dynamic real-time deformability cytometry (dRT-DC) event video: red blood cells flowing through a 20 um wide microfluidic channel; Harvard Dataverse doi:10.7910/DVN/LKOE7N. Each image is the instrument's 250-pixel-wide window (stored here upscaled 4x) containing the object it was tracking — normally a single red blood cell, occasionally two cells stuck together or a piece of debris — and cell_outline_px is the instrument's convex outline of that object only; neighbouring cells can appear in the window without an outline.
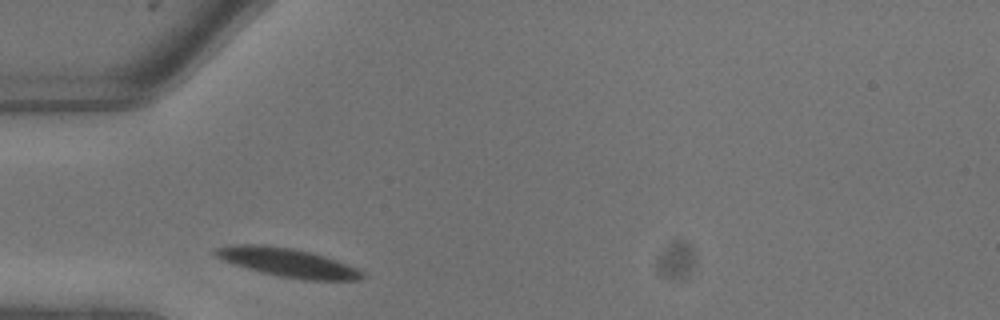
{"species": "common noctule bat (a hibernating species)", "species_latin": "Nyctalus noctula", "temperature_condition": "warm", "stored_images_in_passage": 4, "camera_frame_rate_fps": 3000, "um_per_image_px": 0.085, "animal": {"sex": "male", "body_mass_g": 13.3}, "frame": {"image": 1, "passage_image": 1, "time_ms": 0.0, "image_size_px": [1000, 320], "cell_outline_px": [[364, 276], [360, 280], [304, 280], [280, 276], [248, 268], [224, 260], [216, 256], [212, 252], [216, 248], [232, 244], [260, 244], [292, 248], [312, 252], [336, 260], [356, 268], [364, 272]], "centroid_in_image_um": [24.47, 22.3], "position_along_channel_um": 60.5, "area_um2": 24.28}}
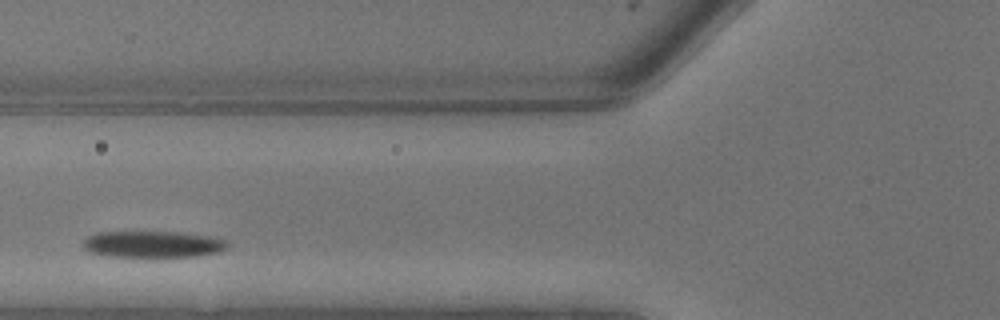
{"frame": {"image": 2, "passage_image": 3, "time_ms": 0.667, "image_size_px": [1000, 320], "cell_outline_px": [[228, 244], [220, 252], [196, 256], [108, 256], [88, 252], [84, 248], [84, 240], [88, 236], [96, 232], [184, 232], [220, 236]], "centroid_in_image_um": [13.03, 20.74], "position_along_channel_um": 112.8, "area_um2": 22.43}}